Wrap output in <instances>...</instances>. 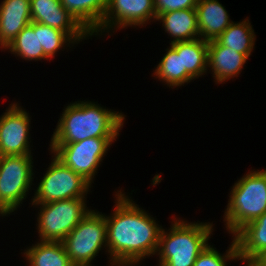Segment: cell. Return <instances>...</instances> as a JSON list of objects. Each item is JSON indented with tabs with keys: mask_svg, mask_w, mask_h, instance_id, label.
Wrapping results in <instances>:
<instances>
[{
	"mask_svg": "<svg viewBox=\"0 0 266 266\" xmlns=\"http://www.w3.org/2000/svg\"><path fill=\"white\" fill-rule=\"evenodd\" d=\"M115 196L114 212L105 215L110 264L136 266L146 256L157 253L162 226L121 190Z\"/></svg>",
	"mask_w": 266,
	"mask_h": 266,
	"instance_id": "6da1fadb",
	"label": "cell"
},
{
	"mask_svg": "<svg viewBox=\"0 0 266 266\" xmlns=\"http://www.w3.org/2000/svg\"><path fill=\"white\" fill-rule=\"evenodd\" d=\"M77 102L64 109L50 144L76 143L88 138H117L124 126V114L91 101Z\"/></svg>",
	"mask_w": 266,
	"mask_h": 266,
	"instance_id": "7a4b0ae2",
	"label": "cell"
},
{
	"mask_svg": "<svg viewBox=\"0 0 266 266\" xmlns=\"http://www.w3.org/2000/svg\"><path fill=\"white\" fill-rule=\"evenodd\" d=\"M171 230L162 228L156 253L159 266H193L198 255L208 247L213 225L208 223H189L173 221Z\"/></svg>",
	"mask_w": 266,
	"mask_h": 266,
	"instance_id": "3957f363",
	"label": "cell"
},
{
	"mask_svg": "<svg viewBox=\"0 0 266 266\" xmlns=\"http://www.w3.org/2000/svg\"><path fill=\"white\" fill-rule=\"evenodd\" d=\"M229 197L224 222L234 237L266 212V170H251L233 185Z\"/></svg>",
	"mask_w": 266,
	"mask_h": 266,
	"instance_id": "277c9868",
	"label": "cell"
},
{
	"mask_svg": "<svg viewBox=\"0 0 266 266\" xmlns=\"http://www.w3.org/2000/svg\"><path fill=\"white\" fill-rule=\"evenodd\" d=\"M61 242L74 266H91L101 248L107 247L105 215L91 210Z\"/></svg>",
	"mask_w": 266,
	"mask_h": 266,
	"instance_id": "5b68a950",
	"label": "cell"
},
{
	"mask_svg": "<svg viewBox=\"0 0 266 266\" xmlns=\"http://www.w3.org/2000/svg\"><path fill=\"white\" fill-rule=\"evenodd\" d=\"M85 202L84 198H73L32 204L40 206V213L37 218L39 240L61 242L91 211Z\"/></svg>",
	"mask_w": 266,
	"mask_h": 266,
	"instance_id": "8992f818",
	"label": "cell"
},
{
	"mask_svg": "<svg viewBox=\"0 0 266 266\" xmlns=\"http://www.w3.org/2000/svg\"><path fill=\"white\" fill-rule=\"evenodd\" d=\"M31 155L0 156V214L14 212L26 199L31 187L33 161Z\"/></svg>",
	"mask_w": 266,
	"mask_h": 266,
	"instance_id": "52a82bcc",
	"label": "cell"
},
{
	"mask_svg": "<svg viewBox=\"0 0 266 266\" xmlns=\"http://www.w3.org/2000/svg\"><path fill=\"white\" fill-rule=\"evenodd\" d=\"M38 184L32 204L85 198L91 184L55 156Z\"/></svg>",
	"mask_w": 266,
	"mask_h": 266,
	"instance_id": "ba28073f",
	"label": "cell"
},
{
	"mask_svg": "<svg viewBox=\"0 0 266 266\" xmlns=\"http://www.w3.org/2000/svg\"><path fill=\"white\" fill-rule=\"evenodd\" d=\"M116 138H88L68 144H50L53 155L90 184L108 147Z\"/></svg>",
	"mask_w": 266,
	"mask_h": 266,
	"instance_id": "9c48e42d",
	"label": "cell"
},
{
	"mask_svg": "<svg viewBox=\"0 0 266 266\" xmlns=\"http://www.w3.org/2000/svg\"><path fill=\"white\" fill-rule=\"evenodd\" d=\"M0 117V156L32 155L29 142L30 116L17 103Z\"/></svg>",
	"mask_w": 266,
	"mask_h": 266,
	"instance_id": "30bf717a",
	"label": "cell"
},
{
	"mask_svg": "<svg viewBox=\"0 0 266 266\" xmlns=\"http://www.w3.org/2000/svg\"><path fill=\"white\" fill-rule=\"evenodd\" d=\"M154 0H108L103 21L99 28L92 34L111 28L113 30L127 26H144L150 20H156ZM113 27V28H112Z\"/></svg>",
	"mask_w": 266,
	"mask_h": 266,
	"instance_id": "8fae6325",
	"label": "cell"
},
{
	"mask_svg": "<svg viewBox=\"0 0 266 266\" xmlns=\"http://www.w3.org/2000/svg\"><path fill=\"white\" fill-rule=\"evenodd\" d=\"M31 19L64 31L76 43L91 36L62 6L60 0H30Z\"/></svg>",
	"mask_w": 266,
	"mask_h": 266,
	"instance_id": "7c38bea8",
	"label": "cell"
},
{
	"mask_svg": "<svg viewBox=\"0 0 266 266\" xmlns=\"http://www.w3.org/2000/svg\"><path fill=\"white\" fill-rule=\"evenodd\" d=\"M240 260L256 266L266 257V212L248 223L234 236Z\"/></svg>",
	"mask_w": 266,
	"mask_h": 266,
	"instance_id": "4fadbf2b",
	"label": "cell"
},
{
	"mask_svg": "<svg viewBox=\"0 0 266 266\" xmlns=\"http://www.w3.org/2000/svg\"><path fill=\"white\" fill-rule=\"evenodd\" d=\"M31 22L30 0H3L0 4V48L6 49Z\"/></svg>",
	"mask_w": 266,
	"mask_h": 266,
	"instance_id": "5bb4252c",
	"label": "cell"
},
{
	"mask_svg": "<svg viewBox=\"0 0 266 266\" xmlns=\"http://www.w3.org/2000/svg\"><path fill=\"white\" fill-rule=\"evenodd\" d=\"M248 56L229 47L222 46L216 39L208 41V64L215 82L225 81L237 77L246 63Z\"/></svg>",
	"mask_w": 266,
	"mask_h": 266,
	"instance_id": "9a60e30c",
	"label": "cell"
},
{
	"mask_svg": "<svg viewBox=\"0 0 266 266\" xmlns=\"http://www.w3.org/2000/svg\"><path fill=\"white\" fill-rule=\"evenodd\" d=\"M199 38L206 41L217 39L232 23L218 0H198L196 5Z\"/></svg>",
	"mask_w": 266,
	"mask_h": 266,
	"instance_id": "2e32d148",
	"label": "cell"
},
{
	"mask_svg": "<svg viewBox=\"0 0 266 266\" xmlns=\"http://www.w3.org/2000/svg\"><path fill=\"white\" fill-rule=\"evenodd\" d=\"M156 20L163 22L165 32L174 39L170 44L198 39L199 29L195 9L176 10L159 14ZM198 35V36H197Z\"/></svg>",
	"mask_w": 266,
	"mask_h": 266,
	"instance_id": "e0dca14e",
	"label": "cell"
},
{
	"mask_svg": "<svg viewBox=\"0 0 266 266\" xmlns=\"http://www.w3.org/2000/svg\"><path fill=\"white\" fill-rule=\"evenodd\" d=\"M62 6L92 36L103 21L108 0H60Z\"/></svg>",
	"mask_w": 266,
	"mask_h": 266,
	"instance_id": "ac0fdd59",
	"label": "cell"
},
{
	"mask_svg": "<svg viewBox=\"0 0 266 266\" xmlns=\"http://www.w3.org/2000/svg\"><path fill=\"white\" fill-rule=\"evenodd\" d=\"M171 47L181 54L182 70L193 78H199L207 71L208 64V41L200 38L170 44Z\"/></svg>",
	"mask_w": 266,
	"mask_h": 266,
	"instance_id": "d6986e66",
	"label": "cell"
},
{
	"mask_svg": "<svg viewBox=\"0 0 266 266\" xmlns=\"http://www.w3.org/2000/svg\"><path fill=\"white\" fill-rule=\"evenodd\" d=\"M24 255L30 266H74L62 242H37Z\"/></svg>",
	"mask_w": 266,
	"mask_h": 266,
	"instance_id": "ffe728a7",
	"label": "cell"
},
{
	"mask_svg": "<svg viewBox=\"0 0 266 266\" xmlns=\"http://www.w3.org/2000/svg\"><path fill=\"white\" fill-rule=\"evenodd\" d=\"M250 24L248 19H244L239 23L232 22L216 40L222 46L229 47L250 57L256 39Z\"/></svg>",
	"mask_w": 266,
	"mask_h": 266,
	"instance_id": "44dd1931",
	"label": "cell"
},
{
	"mask_svg": "<svg viewBox=\"0 0 266 266\" xmlns=\"http://www.w3.org/2000/svg\"><path fill=\"white\" fill-rule=\"evenodd\" d=\"M166 51L153 74L171 88L188 84L193 78L182 70L181 54H177L171 46Z\"/></svg>",
	"mask_w": 266,
	"mask_h": 266,
	"instance_id": "7402d4cb",
	"label": "cell"
},
{
	"mask_svg": "<svg viewBox=\"0 0 266 266\" xmlns=\"http://www.w3.org/2000/svg\"><path fill=\"white\" fill-rule=\"evenodd\" d=\"M7 49H9L12 54L20 56L25 60H48L40 44L39 31H35V22L33 21L23 28L9 44L6 50Z\"/></svg>",
	"mask_w": 266,
	"mask_h": 266,
	"instance_id": "603a6c76",
	"label": "cell"
},
{
	"mask_svg": "<svg viewBox=\"0 0 266 266\" xmlns=\"http://www.w3.org/2000/svg\"><path fill=\"white\" fill-rule=\"evenodd\" d=\"M35 31H39L40 44L44 50L45 56L49 59L55 56L58 49L65 47L67 43H76L67 33L64 31L52 28L45 24L35 22Z\"/></svg>",
	"mask_w": 266,
	"mask_h": 266,
	"instance_id": "cb8c5ba5",
	"label": "cell"
},
{
	"mask_svg": "<svg viewBox=\"0 0 266 266\" xmlns=\"http://www.w3.org/2000/svg\"><path fill=\"white\" fill-rule=\"evenodd\" d=\"M225 255L220 254L216 248L208 245L197 257L193 266H227L226 260H240L239 250L235 238Z\"/></svg>",
	"mask_w": 266,
	"mask_h": 266,
	"instance_id": "d4e9b609",
	"label": "cell"
},
{
	"mask_svg": "<svg viewBox=\"0 0 266 266\" xmlns=\"http://www.w3.org/2000/svg\"><path fill=\"white\" fill-rule=\"evenodd\" d=\"M198 0H154L156 17L165 12L195 9Z\"/></svg>",
	"mask_w": 266,
	"mask_h": 266,
	"instance_id": "484cf974",
	"label": "cell"
}]
</instances>
